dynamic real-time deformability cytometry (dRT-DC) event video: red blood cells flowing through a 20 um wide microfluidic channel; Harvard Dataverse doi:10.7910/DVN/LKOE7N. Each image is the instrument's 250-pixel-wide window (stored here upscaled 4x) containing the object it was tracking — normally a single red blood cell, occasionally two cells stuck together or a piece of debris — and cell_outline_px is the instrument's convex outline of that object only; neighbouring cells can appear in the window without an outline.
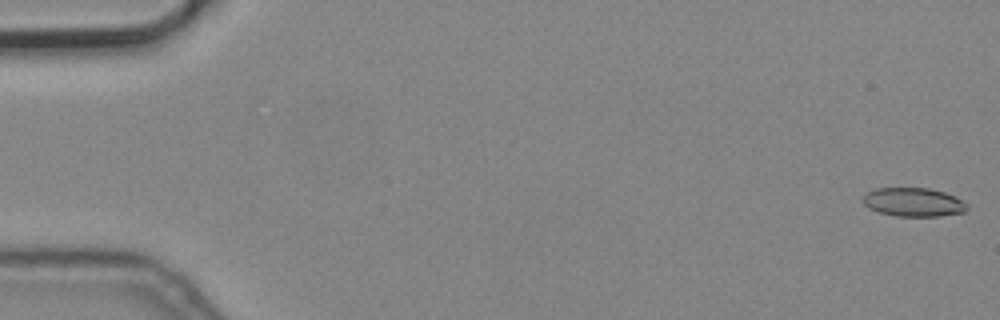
{"species": "common noctule bat (a hibernating species)", "species_latin": "Nyctalus noctula", "temperature_condition": "cold", "stored_images_in_passage": 5, "camera_frame_rate_fps": 3000, "um_per_image_px": 0.085, "animal": {"sex": "male", "body_mass_g": 19.2, "forearm_length_mm": 51.8}, "frame": {"image": 1, "passage_image": 1, "time_ms": 0.0, "image_size_px": [1000, 320], "cell_outline_px": [[968, 208], [964, 212], [940, 216], [896, 216], [876, 212], [868, 208], [864, 204], [864, 196], [868, 192], [876, 188], [928, 188], [944, 192], [968, 204]], "centroid_in_image_um": [77.63, 17.19], "position_along_channel_um": 7.4, "area_um2": 17.34}}
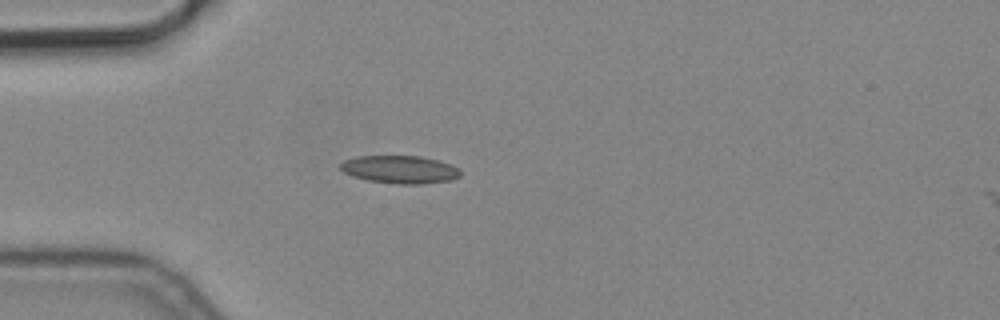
{"frame": {"image": 2, "passage_image": 4, "time_ms": 1.0, "image_size_px": [1000, 320], "cell_outline_px": [[460, 176], [452, 180], [424, 184], [396, 184], [368, 180], [352, 176], [344, 172], [340, 168], [340, 164], [344, 160], [356, 156], [420, 156], [452, 164], [460, 168]], "centroid_in_image_um": [34.01, 14.41], "position_along_channel_um": 51.0, "area_um2": 19.59}}